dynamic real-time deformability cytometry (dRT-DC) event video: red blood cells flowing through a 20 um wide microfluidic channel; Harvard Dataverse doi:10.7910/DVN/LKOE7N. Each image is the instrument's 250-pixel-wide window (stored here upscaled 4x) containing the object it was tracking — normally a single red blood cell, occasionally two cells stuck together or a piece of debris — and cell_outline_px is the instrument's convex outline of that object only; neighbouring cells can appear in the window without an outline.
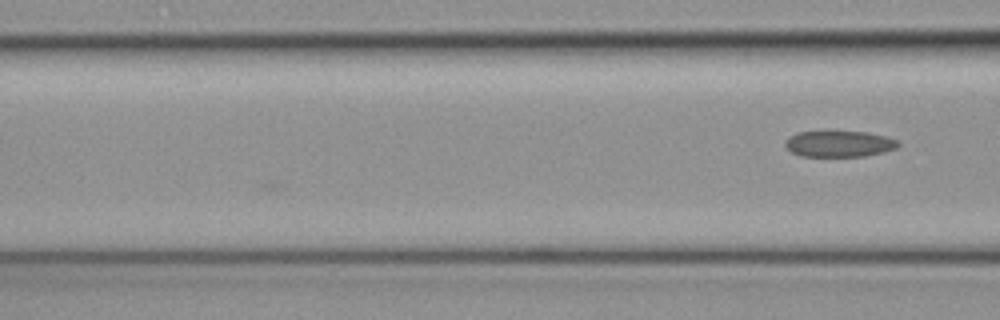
{"species": "common noctule bat (a hibernating species)", "species_latin": "Nyctalus noctula", "temperature_condition": "cold", "stored_images_in_passage": 4, "camera_frame_rate_fps": 3000, "um_per_image_px": 0.085, "animal": {"sex": "female", "body_mass_g": 19.3, "forearm_length_mm": 54.1}, "frame": {"image": 1, "passage_image": 4, "time_ms": 1.0, "image_size_px": [1000, 320], "cell_outline_px": [[900, 144], [896, 148], [884, 152], [864, 156], [800, 156], [792, 152], [784, 144], [784, 140], [788, 136], [796, 132], [868, 132], [888, 136], [896, 140]], "centroid_in_image_um": [71.32, 12.22], "position_along_channel_um": 95.3, "area_um2": 17.22}}